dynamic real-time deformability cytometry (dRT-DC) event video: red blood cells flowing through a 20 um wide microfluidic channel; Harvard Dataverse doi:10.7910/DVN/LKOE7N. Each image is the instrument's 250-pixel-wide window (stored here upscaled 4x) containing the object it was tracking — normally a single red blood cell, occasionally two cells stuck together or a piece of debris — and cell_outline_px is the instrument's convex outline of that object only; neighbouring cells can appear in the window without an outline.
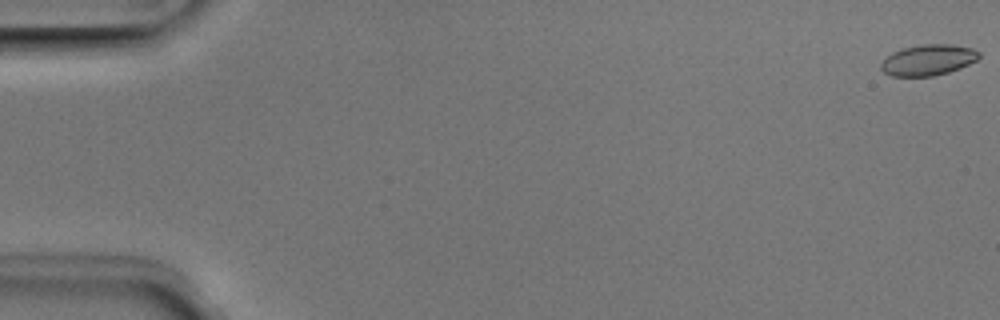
{"species": "Egyptian fruit bat (a non-hibernating species)", "species_latin": "Rousettus aegyptiacus", "temperature_condition": "room temperature", "stored_images_in_passage": 4, "camera_frame_rate_fps": 3000, "um_per_image_px": 0.085, "animal": {"sex": "male"}, "frame": {"image": 1, "passage_image": 1, "time_ms": 0.0, "image_size_px": [1000, 320], "cell_outline_px": [[980, 56], [976, 60], [960, 68], [948, 72], [932, 76], [892, 76], [884, 72], [880, 68], [880, 64], [892, 52], [904, 48], [924, 44], [952, 44], [972, 48], [980, 52]], "centroid_in_image_um": [78.9, 5.09], "position_along_channel_um": 6.1, "area_um2": 17.51}}
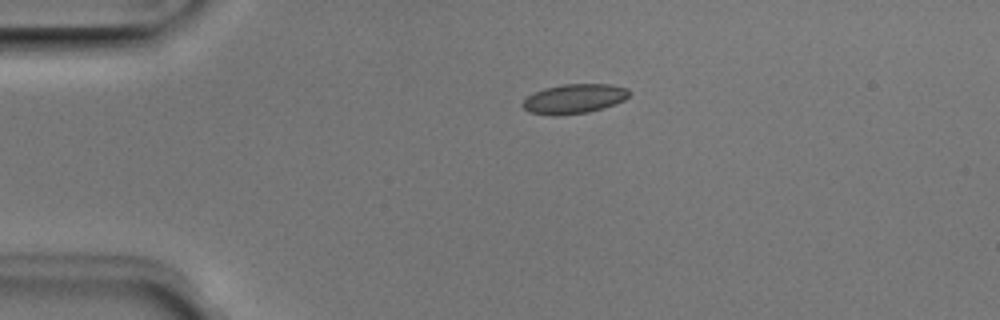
{"frame": {"image": 2, "passage_image": 4, "time_ms": 1.0, "image_size_px": [1000, 320], "cell_outline_px": [[628, 96], [624, 100], [588, 112], [556, 116], [528, 112], [520, 104], [528, 96], [544, 88], [564, 84], [612, 84], [628, 88]], "centroid_in_image_um": [48.77, 8.39], "position_along_channel_um": 36.2, "area_um2": 18.15}}